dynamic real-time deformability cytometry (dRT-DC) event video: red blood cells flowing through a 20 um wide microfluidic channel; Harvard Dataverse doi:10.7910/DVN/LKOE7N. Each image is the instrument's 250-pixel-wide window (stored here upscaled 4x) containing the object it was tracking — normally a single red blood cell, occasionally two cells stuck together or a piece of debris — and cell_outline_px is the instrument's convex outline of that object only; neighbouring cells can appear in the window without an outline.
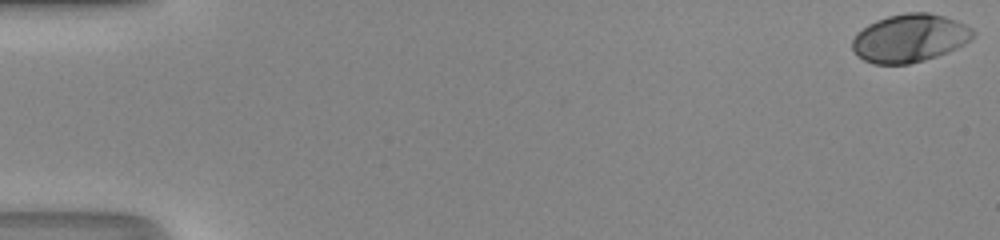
{"species": "human", "species_latin": "Homo sapiens", "temperature_condition": "room temperature", "stored_images_in_passage": 43, "camera_frame_rate_fps": 3000, "um_per_image_px": 0.085, "donor": {"sex": "male"}, "frame": {"image": 1, "passage_image": 1, "time_ms": 0.0, "image_size_px": [1000, 240], "cell_outline_px": [[976, 32], [964, 44], [956, 48], [936, 56], [908, 64], [872, 64], [856, 56], [852, 48], [852, 40], [856, 32], [868, 24], [876, 20], [888, 16], [908, 12], [928, 12], [944, 16], [956, 20], [972, 28]], "centroid_in_image_um": [77.28, 3.24], "position_along_channel_um": 7.7, "area_um2": 33.81}}
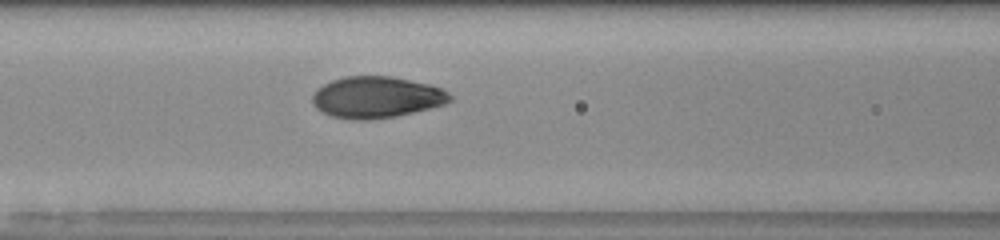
{"frame": {"image": 2, "passage_image": 23, "time_ms": 7.333, "image_size_px": [1000, 240], "cell_outline_px": [[452, 100], [444, 104], [396, 116], [368, 120], [352, 120], [332, 116], [316, 108], [312, 104], [312, 96], [316, 88], [332, 80], [344, 76], [392, 76], [428, 84], [440, 88], [448, 92], [452, 96]], "centroid_in_image_um": [31.97, 8.26], "position_along_channel_um": 134.6, "area_um2": 33.18}}
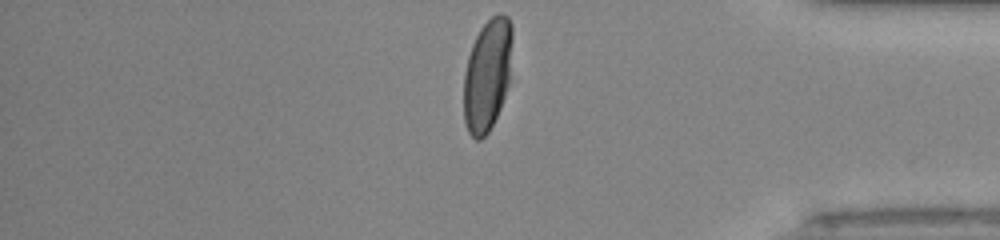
{"frame": {"image": 3, "passage_image": 43, "time_ms": 14.0, "image_size_px": [1000, 240], "cell_outline_px": [[512, 40], [508, 84], [500, 108], [488, 132], [480, 140], [476, 140], [468, 132], [464, 120], [464, 72], [468, 56], [472, 44], [480, 28], [492, 16], [500, 12], [504, 12], [508, 16], [512, 24]], "centroid_in_image_um": [41.41, 6.33], "position_along_channel_um": 393.8, "area_um2": 31.73}, "authors_computed_cell_mechanics": {"area_um2": 33.1772, "velocity_mm_per_s": 4.2315, "shape_relaxation_time_tau1_ms": 3.6628, "shape_relaxation_time_tau2_ms": null, "deformation_change_tau1": 0.196, "deformation_change_tau2": null}}